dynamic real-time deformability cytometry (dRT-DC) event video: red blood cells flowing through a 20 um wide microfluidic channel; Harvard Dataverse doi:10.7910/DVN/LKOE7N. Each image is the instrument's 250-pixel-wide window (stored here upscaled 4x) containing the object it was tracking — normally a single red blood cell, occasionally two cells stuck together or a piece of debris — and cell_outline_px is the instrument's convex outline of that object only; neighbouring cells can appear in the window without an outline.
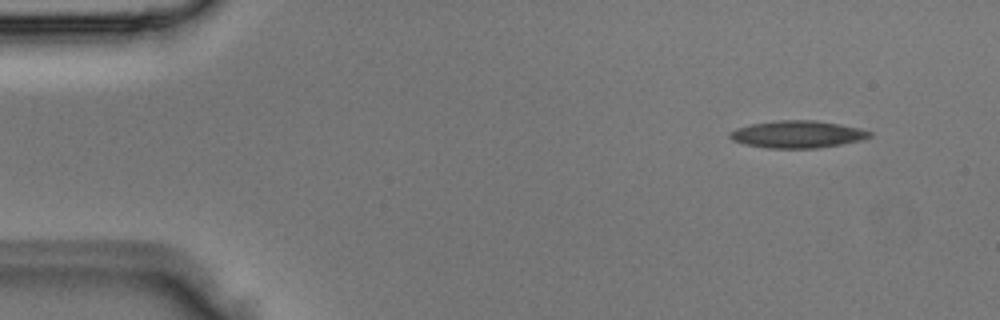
{"species": "Egyptian fruit bat (a non-hibernating species)", "species_latin": "Rousettus aegyptiacus", "temperature_condition": "room temperature", "stored_images_in_passage": 4, "camera_frame_rate_fps": 3000, "um_per_image_px": 0.085, "animal": {"sex": "male"}, "frame": {"image": 1, "passage_image": 1, "time_ms": 0.0, "image_size_px": [1000, 320], "cell_outline_px": [[872, 136], [860, 140], [840, 144], [816, 148], [768, 148], [744, 144], [732, 140], [728, 136], [728, 132], [736, 128], [752, 124], [776, 120], [812, 120], [840, 124], [860, 128], [872, 132]], "centroid_in_image_um": [67.75, 11.41], "position_along_channel_um": 17.2, "area_um2": 22.14}}
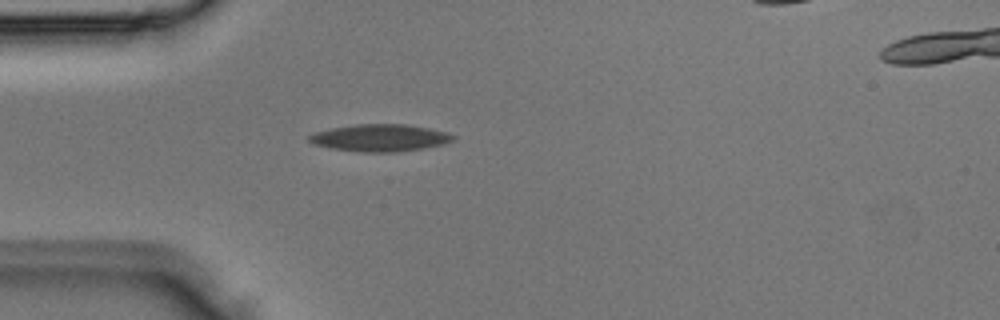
{"frame": {"image": 2, "passage_image": 3, "time_ms": 0.667, "image_size_px": [1000, 320], "cell_outline_px": [[456, 136], [452, 140], [444, 144], [424, 148], [396, 152], [360, 152], [328, 148], [312, 144], [308, 140], [308, 136], [316, 132], [332, 128], [356, 124], [404, 124], [428, 128], [448, 132]], "centroid_in_image_um": [32.29, 11.72], "position_along_channel_um": 52.7, "area_um2": 22.83}}